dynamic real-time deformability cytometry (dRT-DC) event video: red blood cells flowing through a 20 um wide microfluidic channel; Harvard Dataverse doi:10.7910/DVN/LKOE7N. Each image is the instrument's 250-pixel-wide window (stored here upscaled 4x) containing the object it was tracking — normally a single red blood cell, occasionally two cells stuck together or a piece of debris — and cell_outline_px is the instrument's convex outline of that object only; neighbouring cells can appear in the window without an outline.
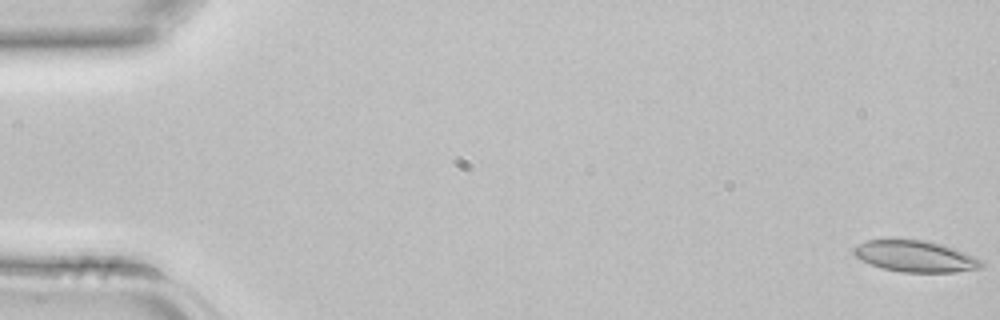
{"species": "common noctule bat (a hibernating species)", "species_latin": "Nyctalus noctula", "temperature_condition": "room temperature", "stored_images_in_passage": 3, "segment_of_instrument_passage": [2, 2], "camera_frame_rate_fps": 3000, "um_per_image_px": 0.085, "animal": {"sex": "female", "body_mass_g": 22.7, "forearm_length_mm": 54.2}, "frame": {"image": 1, "passage_image": 3, "time_ms": 0.667, "image_size_px": [1000, 320], "cell_outline_px": [[984, 264], [980, 268], [956, 272], [900, 272], [884, 268], [860, 260], [852, 252], [852, 248], [856, 244], [864, 240], [924, 240], [944, 244], [956, 248], [984, 260]], "centroid_in_image_um": [77.83, 21.78], "position_along_channel_um": 7.2, "area_um2": 23.52}}